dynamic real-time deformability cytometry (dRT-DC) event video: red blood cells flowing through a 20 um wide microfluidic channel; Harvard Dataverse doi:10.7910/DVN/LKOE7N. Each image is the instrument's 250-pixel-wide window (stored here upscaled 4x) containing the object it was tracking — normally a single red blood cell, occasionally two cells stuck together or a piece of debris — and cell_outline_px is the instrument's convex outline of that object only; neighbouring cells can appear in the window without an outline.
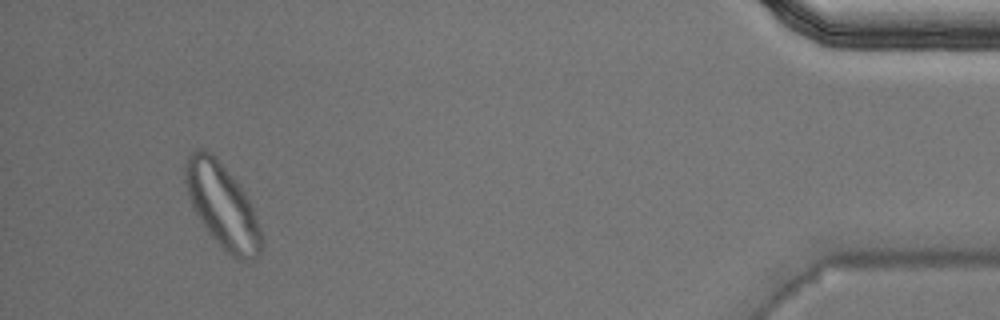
{"species": "Egyptian fruit bat (a non-hibernating species)", "species_latin": "Rousettus aegyptiacus", "temperature_condition": "warm", "stored_images_in_passage": 51, "segment_of_instrument_passage": [2, 2], "camera_frame_rate_fps": 3000, "um_per_image_px": 0.085, "animal": {"sex": "male"}, "frame": {"image": 1, "passage_image": 48, "time_ms": 15.667, "image_size_px": [1000, 320], "cell_outline_px": [[260, 252], [252, 260], [236, 260], [224, 252], [208, 232], [192, 208], [188, 196], [184, 180], [184, 160], [196, 148], [204, 148], [212, 152], [216, 156], [240, 184], [256, 216], [260, 228]], "centroid_in_image_um": [18.85, 17.45], "position_along_channel_um": 416.4, "area_um2": 37.69}}